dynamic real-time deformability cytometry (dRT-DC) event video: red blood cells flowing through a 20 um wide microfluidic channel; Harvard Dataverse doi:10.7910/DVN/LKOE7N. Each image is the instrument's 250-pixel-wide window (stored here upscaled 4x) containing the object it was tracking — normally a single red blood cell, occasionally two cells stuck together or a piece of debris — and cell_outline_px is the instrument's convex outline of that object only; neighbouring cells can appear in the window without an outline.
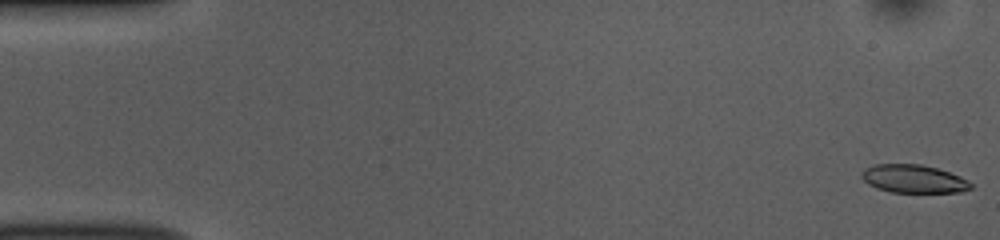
{"species": "common noctule bat (a hibernating species)", "species_latin": "Nyctalus noctula", "temperature_condition": "room temperature", "stored_images_in_passage": 52, "camera_frame_rate_fps": 3000, "um_per_image_px": 0.085, "animal": {"sex": "female", "body_mass_g": 10.0, "forearm_length_mm": 53.1}, "frame": {"image": 1, "passage_image": 1, "time_ms": 0.0, "image_size_px": [1000, 240], "cell_outline_px": [[972, 188], [964, 192], [892, 192], [876, 188], [868, 184], [860, 176], [860, 172], [864, 168], [876, 164], [920, 164], [936, 168], [960, 176], [968, 180], [972, 184]], "centroid_in_image_um": [77.64, 15.2], "position_along_channel_um": 7.4, "area_um2": 17.98}}
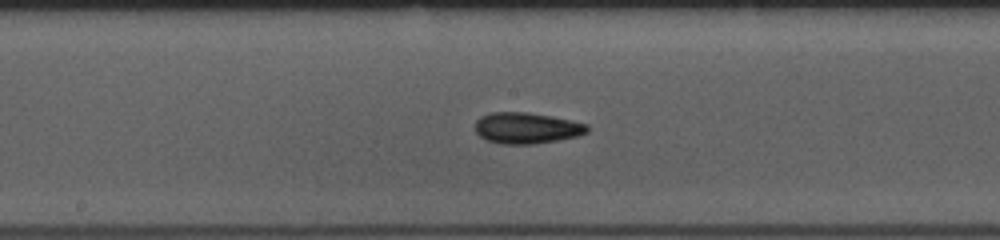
{"frame": {"image": 2, "passage_image": 27, "time_ms": 8.667, "image_size_px": [1000, 240], "cell_outline_px": [[588, 132], [576, 136], [556, 140], [532, 144], [500, 144], [488, 140], [480, 136], [476, 132], [476, 120], [480, 116], [492, 112], [528, 112], [588, 124]], "centroid_in_image_um": [44.73, 10.88], "position_along_channel_um": 203.5, "area_um2": 20.06}}
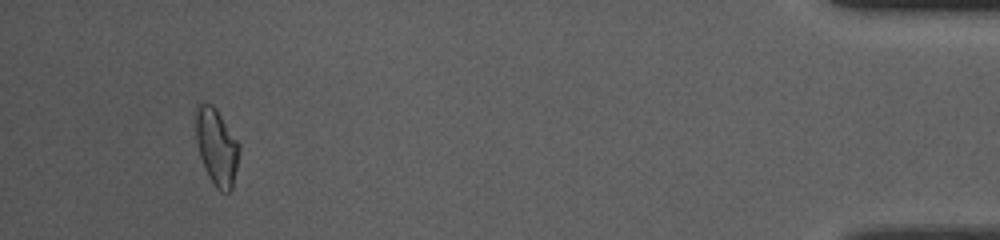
{"frame": {"image": 3, "passage_image": 49, "time_ms": 16.0, "image_size_px": [1000, 240], "cell_outline_px": [[240, 152], [232, 188], [228, 192], [220, 192], [216, 188], [208, 176], [200, 156], [196, 140], [192, 112], [196, 104], [212, 104], [216, 108], [240, 144]], "centroid_in_image_um": [18.38, 12.43], "position_along_channel_um": 416.8, "area_um2": 19.88}, "authors_computed_cell_mechanics": {"area_um2": 19.3341, "velocity_mm_per_s": 3.8589, "shape_relaxation_time_tau1_ms": 6.5295, "shape_relaxation_time_tau2_ms": 3.7848, "deformation_change_tau1": 0.1439, "deformation_change_tau2": 0.121}}